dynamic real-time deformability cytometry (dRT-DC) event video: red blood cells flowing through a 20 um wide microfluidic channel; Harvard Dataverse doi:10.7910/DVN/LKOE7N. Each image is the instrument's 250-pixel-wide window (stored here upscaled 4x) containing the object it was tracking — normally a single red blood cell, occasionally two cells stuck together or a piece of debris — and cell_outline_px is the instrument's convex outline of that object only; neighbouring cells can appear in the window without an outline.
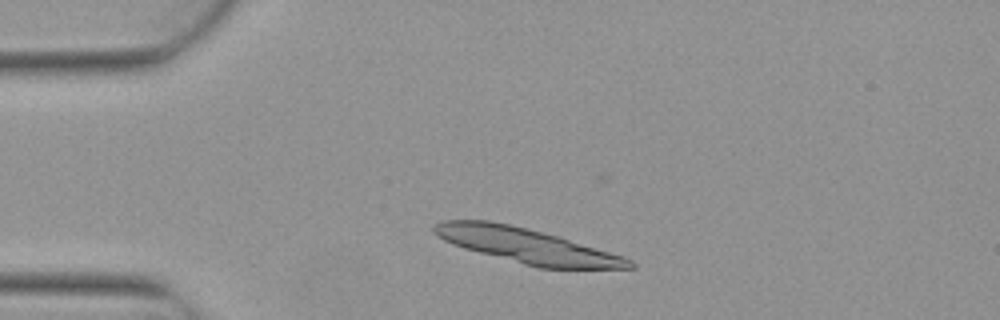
{"species": "Egyptian fruit bat (a non-hibernating species)", "species_latin": "Rousettus aegyptiacus", "temperature_condition": "warm", "stored_images_in_passage": 5, "camera_frame_rate_fps": 3000, "um_per_image_px": 0.085, "animal": {"sex": "female"}, "frame": {"image": 1, "passage_image": 2, "time_ms": 0.333, "image_size_px": [1000, 320], "cell_outline_px": [[636, 268], [540, 268], [524, 264], [464, 248], [452, 244], [444, 240], [432, 232], [432, 228], [436, 224], [444, 220], [488, 220], [508, 224], [556, 236], [624, 256], [632, 260], [636, 264]], "centroid_in_image_um": [44.77, 20.88], "position_along_channel_um": 40.2, "area_um2": 38.9}}